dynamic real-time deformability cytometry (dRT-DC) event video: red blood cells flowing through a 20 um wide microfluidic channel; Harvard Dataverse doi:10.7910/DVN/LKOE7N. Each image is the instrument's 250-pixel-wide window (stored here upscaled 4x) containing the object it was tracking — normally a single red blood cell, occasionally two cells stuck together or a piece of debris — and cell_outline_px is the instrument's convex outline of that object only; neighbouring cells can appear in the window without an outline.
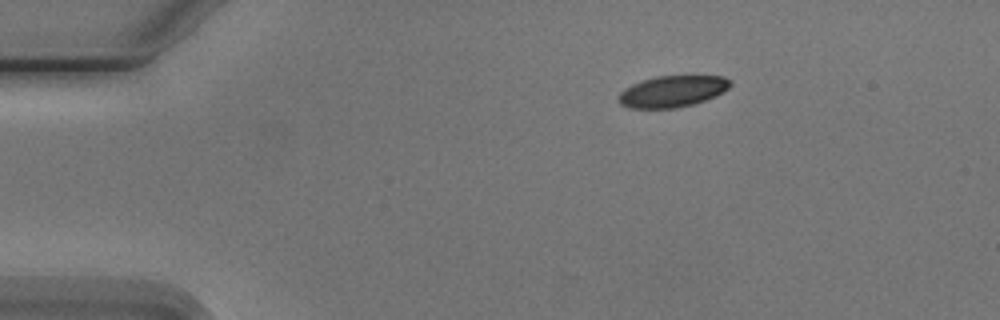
{"species": "Egyptian fruit bat (a non-hibernating species)", "species_latin": "Rousettus aegyptiacus", "temperature_condition": "cold", "stored_images_in_passage": 3, "camera_frame_rate_fps": 3000, "um_per_image_px": 0.085, "animal": {"sex": "male"}, "frame": {"image": 1, "passage_image": 1, "time_ms": 0.0, "image_size_px": [1000, 320], "cell_outline_px": [[732, 84], [724, 92], [716, 96], [692, 104], [676, 108], [628, 108], [620, 104], [620, 92], [624, 88], [632, 84], [656, 76], [724, 76], [732, 80]], "centroid_in_image_um": [57.19, 7.76], "position_along_channel_um": 27.8, "area_um2": 20.4}}